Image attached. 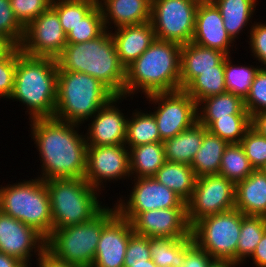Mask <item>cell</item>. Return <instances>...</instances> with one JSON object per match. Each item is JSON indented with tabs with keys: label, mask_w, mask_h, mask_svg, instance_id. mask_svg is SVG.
<instances>
[{
	"label": "cell",
	"mask_w": 266,
	"mask_h": 267,
	"mask_svg": "<svg viewBox=\"0 0 266 267\" xmlns=\"http://www.w3.org/2000/svg\"><path fill=\"white\" fill-rule=\"evenodd\" d=\"M207 131L219 136L228 144H239L245 132L251 127L249 114H231V118H219L216 121H198Z\"/></svg>",
	"instance_id": "cell-34"
},
{
	"label": "cell",
	"mask_w": 266,
	"mask_h": 267,
	"mask_svg": "<svg viewBox=\"0 0 266 267\" xmlns=\"http://www.w3.org/2000/svg\"><path fill=\"white\" fill-rule=\"evenodd\" d=\"M114 96L104 84L86 73L58 71L54 118L83 125Z\"/></svg>",
	"instance_id": "cell-5"
},
{
	"label": "cell",
	"mask_w": 266,
	"mask_h": 267,
	"mask_svg": "<svg viewBox=\"0 0 266 267\" xmlns=\"http://www.w3.org/2000/svg\"><path fill=\"white\" fill-rule=\"evenodd\" d=\"M130 177H153L166 162L163 142L129 148Z\"/></svg>",
	"instance_id": "cell-28"
},
{
	"label": "cell",
	"mask_w": 266,
	"mask_h": 267,
	"mask_svg": "<svg viewBox=\"0 0 266 267\" xmlns=\"http://www.w3.org/2000/svg\"><path fill=\"white\" fill-rule=\"evenodd\" d=\"M131 267H158V266H156V264L150 259L145 261V263L131 264Z\"/></svg>",
	"instance_id": "cell-54"
},
{
	"label": "cell",
	"mask_w": 266,
	"mask_h": 267,
	"mask_svg": "<svg viewBox=\"0 0 266 267\" xmlns=\"http://www.w3.org/2000/svg\"><path fill=\"white\" fill-rule=\"evenodd\" d=\"M45 183L50 198L52 230L90 221L106 207L98 199L102 192L85 178L51 179Z\"/></svg>",
	"instance_id": "cell-6"
},
{
	"label": "cell",
	"mask_w": 266,
	"mask_h": 267,
	"mask_svg": "<svg viewBox=\"0 0 266 267\" xmlns=\"http://www.w3.org/2000/svg\"><path fill=\"white\" fill-rule=\"evenodd\" d=\"M197 4L213 3L214 0H192Z\"/></svg>",
	"instance_id": "cell-55"
},
{
	"label": "cell",
	"mask_w": 266,
	"mask_h": 267,
	"mask_svg": "<svg viewBox=\"0 0 266 267\" xmlns=\"http://www.w3.org/2000/svg\"><path fill=\"white\" fill-rule=\"evenodd\" d=\"M240 267L237 263L229 259H213L208 267Z\"/></svg>",
	"instance_id": "cell-53"
},
{
	"label": "cell",
	"mask_w": 266,
	"mask_h": 267,
	"mask_svg": "<svg viewBox=\"0 0 266 267\" xmlns=\"http://www.w3.org/2000/svg\"><path fill=\"white\" fill-rule=\"evenodd\" d=\"M153 177L173 190L185 203L191 199L197 179L189 164L169 161H166Z\"/></svg>",
	"instance_id": "cell-26"
},
{
	"label": "cell",
	"mask_w": 266,
	"mask_h": 267,
	"mask_svg": "<svg viewBox=\"0 0 266 267\" xmlns=\"http://www.w3.org/2000/svg\"><path fill=\"white\" fill-rule=\"evenodd\" d=\"M253 171L254 168L251 166L240 143L229 144L225 148L218 175L226 177L236 185Z\"/></svg>",
	"instance_id": "cell-36"
},
{
	"label": "cell",
	"mask_w": 266,
	"mask_h": 267,
	"mask_svg": "<svg viewBox=\"0 0 266 267\" xmlns=\"http://www.w3.org/2000/svg\"><path fill=\"white\" fill-rule=\"evenodd\" d=\"M38 267H79L66 262L65 260L58 259L47 248H45L41 255L36 259Z\"/></svg>",
	"instance_id": "cell-48"
},
{
	"label": "cell",
	"mask_w": 266,
	"mask_h": 267,
	"mask_svg": "<svg viewBox=\"0 0 266 267\" xmlns=\"http://www.w3.org/2000/svg\"><path fill=\"white\" fill-rule=\"evenodd\" d=\"M212 260L211 255L192 240L186 246V255L181 267H208Z\"/></svg>",
	"instance_id": "cell-47"
},
{
	"label": "cell",
	"mask_w": 266,
	"mask_h": 267,
	"mask_svg": "<svg viewBox=\"0 0 266 267\" xmlns=\"http://www.w3.org/2000/svg\"><path fill=\"white\" fill-rule=\"evenodd\" d=\"M45 248L46 239L39 232L0 211V252L31 267L32 256L37 259Z\"/></svg>",
	"instance_id": "cell-16"
},
{
	"label": "cell",
	"mask_w": 266,
	"mask_h": 267,
	"mask_svg": "<svg viewBox=\"0 0 266 267\" xmlns=\"http://www.w3.org/2000/svg\"><path fill=\"white\" fill-rule=\"evenodd\" d=\"M17 63V47L0 60V98L9 99L14 89V77Z\"/></svg>",
	"instance_id": "cell-46"
},
{
	"label": "cell",
	"mask_w": 266,
	"mask_h": 267,
	"mask_svg": "<svg viewBox=\"0 0 266 267\" xmlns=\"http://www.w3.org/2000/svg\"><path fill=\"white\" fill-rule=\"evenodd\" d=\"M58 71L86 73L115 96H124L126 68L120 63L110 30L83 43H67L56 58Z\"/></svg>",
	"instance_id": "cell-4"
},
{
	"label": "cell",
	"mask_w": 266,
	"mask_h": 267,
	"mask_svg": "<svg viewBox=\"0 0 266 267\" xmlns=\"http://www.w3.org/2000/svg\"><path fill=\"white\" fill-rule=\"evenodd\" d=\"M17 20L26 27L31 21L47 11L52 0H9Z\"/></svg>",
	"instance_id": "cell-43"
},
{
	"label": "cell",
	"mask_w": 266,
	"mask_h": 267,
	"mask_svg": "<svg viewBox=\"0 0 266 267\" xmlns=\"http://www.w3.org/2000/svg\"><path fill=\"white\" fill-rule=\"evenodd\" d=\"M0 211L31 226L45 239L52 233L50 198L41 178L0 185Z\"/></svg>",
	"instance_id": "cell-7"
},
{
	"label": "cell",
	"mask_w": 266,
	"mask_h": 267,
	"mask_svg": "<svg viewBox=\"0 0 266 267\" xmlns=\"http://www.w3.org/2000/svg\"><path fill=\"white\" fill-rule=\"evenodd\" d=\"M134 182L128 198L117 199L118 213L128 221H131L140 212L153 209H167L173 207H187L173 190L159 183L154 177L134 178Z\"/></svg>",
	"instance_id": "cell-13"
},
{
	"label": "cell",
	"mask_w": 266,
	"mask_h": 267,
	"mask_svg": "<svg viewBox=\"0 0 266 267\" xmlns=\"http://www.w3.org/2000/svg\"><path fill=\"white\" fill-rule=\"evenodd\" d=\"M236 185L220 175L196 179L191 199L187 202V219L192 227L200 219L235 208Z\"/></svg>",
	"instance_id": "cell-12"
},
{
	"label": "cell",
	"mask_w": 266,
	"mask_h": 267,
	"mask_svg": "<svg viewBox=\"0 0 266 267\" xmlns=\"http://www.w3.org/2000/svg\"><path fill=\"white\" fill-rule=\"evenodd\" d=\"M227 55L189 42L181 46L180 85L183 90L200 72L224 70Z\"/></svg>",
	"instance_id": "cell-22"
},
{
	"label": "cell",
	"mask_w": 266,
	"mask_h": 267,
	"mask_svg": "<svg viewBox=\"0 0 266 267\" xmlns=\"http://www.w3.org/2000/svg\"><path fill=\"white\" fill-rule=\"evenodd\" d=\"M251 126L255 128L262 136L266 137V111L255 114L252 117Z\"/></svg>",
	"instance_id": "cell-50"
},
{
	"label": "cell",
	"mask_w": 266,
	"mask_h": 267,
	"mask_svg": "<svg viewBox=\"0 0 266 267\" xmlns=\"http://www.w3.org/2000/svg\"><path fill=\"white\" fill-rule=\"evenodd\" d=\"M206 132L207 128L196 122L192 127L164 141L166 161L191 165Z\"/></svg>",
	"instance_id": "cell-25"
},
{
	"label": "cell",
	"mask_w": 266,
	"mask_h": 267,
	"mask_svg": "<svg viewBox=\"0 0 266 267\" xmlns=\"http://www.w3.org/2000/svg\"><path fill=\"white\" fill-rule=\"evenodd\" d=\"M135 234L148 238H186L191 236L187 207L153 209L140 212L131 221Z\"/></svg>",
	"instance_id": "cell-17"
},
{
	"label": "cell",
	"mask_w": 266,
	"mask_h": 267,
	"mask_svg": "<svg viewBox=\"0 0 266 267\" xmlns=\"http://www.w3.org/2000/svg\"><path fill=\"white\" fill-rule=\"evenodd\" d=\"M198 4L192 0H151L155 37L181 45L192 41Z\"/></svg>",
	"instance_id": "cell-10"
},
{
	"label": "cell",
	"mask_w": 266,
	"mask_h": 267,
	"mask_svg": "<svg viewBox=\"0 0 266 267\" xmlns=\"http://www.w3.org/2000/svg\"><path fill=\"white\" fill-rule=\"evenodd\" d=\"M16 47L10 39L0 35V60L7 57Z\"/></svg>",
	"instance_id": "cell-51"
},
{
	"label": "cell",
	"mask_w": 266,
	"mask_h": 267,
	"mask_svg": "<svg viewBox=\"0 0 266 267\" xmlns=\"http://www.w3.org/2000/svg\"><path fill=\"white\" fill-rule=\"evenodd\" d=\"M228 145L219 136L208 131L204 134L202 145L190 165L197 178L206 175H218L222 155Z\"/></svg>",
	"instance_id": "cell-29"
},
{
	"label": "cell",
	"mask_w": 266,
	"mask_h": 267,
	"mask_svg": "<svg viewBox=\"0 0 266 267\" xmlns=\"http://www.w3.org/2000/svg\"><path fill=\"white\" fill-rule=\"evenodd\" d=\"M105 31L103 14L97 5L72 31L67 34V43H83L96 39Z\"/></svg>",
	"instance_id": "cell-39"
},
{
	"label": "cell",
	"mask_w": 266,
	"mask_h": 267,
	"mask_svg": "<svg viewBox=\"0 0 266 267\" xmlns=\"http://www.w3.org/2000/svg\"><path fill=\"white\" fill-rule=\"evenodd\" d=\"M244 107L251 118L266 111V68H259L252 82L250 91L244 100Z\"/></svg>",
	"instance_id": "cell-42"
},
{
	"label": "cell",
	"mask_w": 266,
	"mask_h": 267,
	"mask_svg": "<svg viewBox=\"0 0 266 267\" xmlns=\"http://www.w3.org/2000/svg\"><path fill=\"white\" fill-rule=\"evenodd\" d=\"M250 29L247 32L250 41L248 45L250 48V54L254 57V60L258 61V65L261 68H266V22H255L250 25ZM250 32V33H249Z\"/></svg>",
	"instance_id": "cell-45"
},
{
	"label": "cell",
	"mask_w": 266,
	"mask_h": 267,
	"mask_svg": "<svg viewBox=\"0 0 266 267\" xmlns=\"http://www.w3.org/2000/svg\"><path fill=\"white\" fill-rule=\"evenodd\" d=\"M193 236L186 238H149L151 260L158 267H181L183 265L186 246Z\"/></svg>",
	"instance_id": "cell-31"
},
{
	"label": "cell",
	"mask_w": 266,
	"mask_h": 267,
	"mask_svg": "<svg viewBox=\"0 0 266 267\" xmlns=\"http://www.w3.org/2000/svg\"><path fill=\"white\" fill-rule=\"evenodd\" d=\"M58 65L55 58L32 57L17 47L14 89L9 100L22 103L29 121L53 118L57 98Z\"/></svg>",
	"instance_id": "cell-3"
},
{
	"label": "cell",
	"mask_w": 266,
	"mask_h": 267,
	"mask_svg": "<svg viewBox=\"0 0 266 267\" xmlns=\"http://www.w3.org/2000/svg\"><path fill=\"white\" fill-rule=\"evenodd\" d=\"M133 233L130 221L117 213L102 229L91 267H124L127 244Z\"/></svg>",
	"instance_id": "cell-19"
},
{
	"label": "cell",
	"mask_w": 266,
	"mask_h": 267,
	"mask_svg": "<svg viewBox=\"0 0 266 267\" xmlns=\"http://www.w3.org/2000/svg\"><path fill=\"white\" fill-rule=\"evenodd\" d=\"M66 44L67 35L63 31L58 14L50 7L25 27L19 47L21 52L28 56L56 59Z\"/></svg>",
	"instance_id": "cell-14"
},
{
	"label": "cell",
	"mask_w": 266,
	"mask_h": 267,
	"mask_svg": "<svg viewBox=\"0 0 266 267\" xmlns=\"http://www.w3.org/2000/svg\"><path fill=\"white\" fill-rule=\"evenodd\" d=\"M249 259L252 260L256 267H266V231Z\"/></svg>",
	"instance_id": "cell-49"
},
{
	"label": "cell",
	"mask_w": 266,
	"mask_h": 267,
	"mask_svg": "<svg viewBox=\"0 0 266 267\" xmlns=\"http://www.w3.org/2000/svg\"><path fill=\"white\" fill-rule=\"evenodd\" d=\"M25 27L17 20L9 0H0V35L10 39L17 47L24 36Z\"/></svg>",
	"instance_id": "cell-41"
},
{
	"label": "cell",
	"mask_w": 266,
	"mask_h": 267,
	"mask_svg": "<svg viewBox=\"0 0 266 267\" xmlns=\"http://www.w3.org/2000/svg\"><path fill=\"white\" fill-rule=\"evenodd\" d=\"M136 108L128 117L125 145L129 148L148 143L161 142L156 119L151 111ZM146 112V113H145Z\"/></svg>",
	"instance_id": "cell-32"
},
{
	"label": "cell",
	"mask_w": 266,
	"mask_h": 267,
	"mask_svg": "<svg viewBox=\"0 0 266 267\" xmlns=\"http://www.w3.org/2000/svg\"><path fill=\"white\" fill-rule=\"evenodd\" d=\"M258 2L257 0H214L213 3L219 9L224 21V28L235 42L238 35L243 32V28L253 21V14ZM249 23V24H248Z\"/></svg>",
	"instance_id": "cell-27"
},
{
	"label": "cell",
	"mask_w": 266,
	"mask_h": 267,
	"mask_svg": "<svg viewBox=\"0 0 266 267\" xmlns=\"http://www.w3.org/2000/svg\"><path fill=\"white\" fill-rule=\"evenodd\" d=\"M260 170L266 175V163L260 168Z\"/></svg>",
	"instance_id": "cell-56"
},
{
	"label": "cell",
	"mask_w": 266,
	"mask_h": 267,
	"mask_svg": "<svg viewBox=\"0 0 266 267\" xmlns=\"http://www.w3.org/2000/svg\"><path fill=\"white\" fill-rule=\"evenodd\" d=\"M150 259L149 238L133 233L127 244L124 267H131V264L145 263Z\"/></svg>",
	"instance_id": "cell-44"
},
{
	"label": "cell",
	"mask_w": 266,
	"mask_h": 267,
	"mask_svg": "<svg viewBox=\"0 0 266 267\" xmlns=\"http://www.w3.org/2000/svg\"><path fill=\"white\" fill-rule=\"evenodd\" d=\"M235 209L244 215L266 217V175L260 169L236 184Z\"/></svg>",
	"instance_id": "cell-24"
},
{
	"label": "cell",
	"mask_w": 266,
	"mask_h": 267,
	"mask_svg": "<svg viewBox=\"0 0 266 267\" xmlns=\"http://www.w3.org/2000/svg\"><path fill=\"white\" fill-rule=\"evenodd\" d=\"M240 145L254 170H259L266 163V137L252 126L245 132Z\"/></svg>",
	"instance_id": "cell-40"
},
{
	"label": "cell",
	"mask_w": 266,
	"mask_h": 267,
	"mask_svg": "<svg viewBox=\"0 0 266 267\" xmlns=\"http://www.w3.org/2000/svg\"><path fill=\"white\" fill-rule=\"evenodd\" d=\"M191 42L231 55L234 41L224 28L223 18L214 3L198 4Z\"/></svg>",
	"instance_id": "cell-20"
},
{
	"label": "cell",
	"mask_w": 266,
	"mask_h": 267,
	"mask_svg": "<svg viewBox=\"0 0 266 267\" xmlns=\"http://www.w3.org/2000/svg\"><path fill=\"white\" fill-rule=\"evenodd\" d=\"M266 231V217L242 214L241 231L236 249V263L242 264L254 253ZM244 261V262H243Z\"/></svg>",
	"instance_id": "cell-33"
},
{
	"label": "cell",
	"mask_w": 266,
	"mask_h": 267,
	"mask_svg": "<svg viewBox=\"0 0 266 267\" xmlns=\"http://www.w3.org/2000/svg\"><path fill=\"white\" fill-rule=\"evenodd\" d=\"M120 63L127 68L156 39L151 21L138 25H125L110 31Z\"/></svg>",
	"instance_id": "cell-21"
},
{
	"label": "cell",
	"mask_w": 266,
	"mask_h": 267,
	"mask_svg": "<svg viewBox=\"0 0 266 267\" xmlns=\"http://www.w3.org/2000/svg\"><path fill=\"white\" fill-rule=\"evenodd\" d=\"M198 104L201 100L226 92L224 70L200 72L184 89Z\"/></svg>",
	"instance_id": "cell-38"
},
{
	"label": "cell",
	"mask_w": 266,
	"mask_h": 267,
	"mask_svg": "<svg viewBox=\"0 0 266 267\" xmlns=\"http://www.w3.org/2000/svg\"><path fill=\"white\" fill-rule=\"evenodd\" d=\"M117 213L113 204L90 221L52 230L46 239V248L58 259L79 267H91L102 229Z\"/></svg>",
	"instance_id": "cell-8"
},
{
	"label": "cell",
	"mask_w": 266,
	"mask_h": 267,
	"mask_svg": "<svg viewBox=\"0 0 266 267\" xmlns=\"http://www.w3.org/2000/svg\"><path fill=\"white\" fill-rule=\"evenodd\" d=\"M241 222L242 213L234 208L200 219L191 227V235L213 259H229L236 263Z\"/></svg>",
	"instance_id": "cell-9"
},
{
	"label": "cell",
	"mask_w": 266,
	"mask_h": 267,
	"mask_svg": "<svg viewBox=\"0 0 266 267\" xmlns=\"http://www.w3.org/2000/svg\"><path fill=\"white\" fill-rule=\"evenodd\" d=\"M197 113L198 121H216L219 118H231V114H249L244 107V100L230 92L201 100L197 105Z\"/></svg>",
	"instance_id": "cell-30"
},
{
	"label": "cell",
	"mask_w": 266,
	"mask_h": 267,
	"mask_svg": "<svg viewBox=\"0 0 266 267\" xmlns=\"http://www.w3.org/2000/svg\"><path fill=\"white\" fill-rule=\"evenodd\" d=\"M181 44L155 39L149 48L126 68L124 97L181 90Z\"/></svg>",
	"instance_id": "cell-2"
},
{
	"label": "cell",
	"mask_w": 266,
	"mask_h": 267,
	"mask_svg": "<svg viewBox=\"0 0 266 267\" xmlns=\"http://www.w3.org/2000/svg\"><path fill=\"white\" fill-rule=\"evenodd\" d=\"M231 58V55L225 58L224 81L226 92L233 93L245 100L260 67L250 64L247 66L245 64L244 66L243 64H233Z\"/></svg>",
	"instance_id": "cell-35"
},
{
	"label": "cell",
	"mask_w": 266,
	"mask_h": 267,
	"mask_svg": "<svg viewBox=\"0 0 266 267\" xmlns=\"http://www.w3.org/2000/svg\"><path fill=\"white\" fill-rule=\"evenodd\" d=\"M0 267H28L20 260L0 252Z\"/></svg>",
	"instance_id": "cell-52"
},
{
	"label": "cell",
	"mask_w": 266,
	"mask_h": 267,
	"mask_svg": "<svg viewBox=\"0 0 266 267\" xmlns=\"http://www.w3.org/2000/svg\"><path fill=\"white\" fill-rule=\"evenodd\" d=\"M98 5L103 14L105 30L151 20V0H98Z\"/></svg>",
	"instance_id": "cell-23"
},
{
	"label": "cell",
	"mask_w": 266,
	"mask_h": 267,
	"mask_svg": "<svg viewBox=\"0 0 266 267\" xmlns=\"http://www.w3.org/2000/svg\"><path fill=\"white\" fill-rule=\"evenodd\" d=\"M123 179H131L129 149L125 144L88 145L85 180L92 187L102 192L106 183L118 180L123 182Z\"/></svg>",
	"instance_id": "cell-15"
},
{
	"label": "cell",
	"mask_w": 266,
	"mask_h": 267,
	"mask_svg": "<svg viewBox=\"0 0 266 267\" xmlns=\"http://www.w3.org/2000/svg\"><path fill=\"white\" fill-rule=\"evenodd\" d=\"M127 100L124 96H114L95 113L87 124L85 139L88 145L113 146L125 144L128 115L122 113L118 104Z\"/></svg>",
	"instance_id": "cell-18"
},
{
	"label": "cell",
	"mask_w": 266,
	"mask_h": 267,
	"mask_svg": "<svg viewBox=\"0 0 266 267\" xmlns=\"http://www.w3.org/2000/svg\"><path fill=\"white\" fill-rule=\"evenodd\" d=\"M29 123L31 139L34 140L42 163L38 178L44 181L85 178L88 144L84 130L79 132L82 125L54 117L32 119Z\"/></svg>",
	"instance_id": "cell-1"
},
{
	"label": "cell",
	"mask_w": 266,
	"mask_h": 267,
	"mask_svg": "<svg viewBox=\"0 0 266 267\" xmlns=\"http://www.w3.org/2000/svg\"><path fill=\"white\" fill-rule=\"evenodd\" d=\"M154 107L151 112L158 127L161 142H164L198 122L197 103L184 90L154 93L145 96Z\"/></svg>",
	"instance_id": "cell-11"
},
{
	"label": "cell",
	"mask_w": 266,
	"mask_h": 267,
	"mask_svg": "<svg viewBox=\"0 0 266 267\" xmlns=\"http://www.w3.org/2000/svg\"><path fill=\"white\" fill-rule=\"evenodd\" d=\"M98 0H52L66 35L74 29L96 6Z\"/></svg>",
	"instance_id": "cell-37"
}]
</instances>
